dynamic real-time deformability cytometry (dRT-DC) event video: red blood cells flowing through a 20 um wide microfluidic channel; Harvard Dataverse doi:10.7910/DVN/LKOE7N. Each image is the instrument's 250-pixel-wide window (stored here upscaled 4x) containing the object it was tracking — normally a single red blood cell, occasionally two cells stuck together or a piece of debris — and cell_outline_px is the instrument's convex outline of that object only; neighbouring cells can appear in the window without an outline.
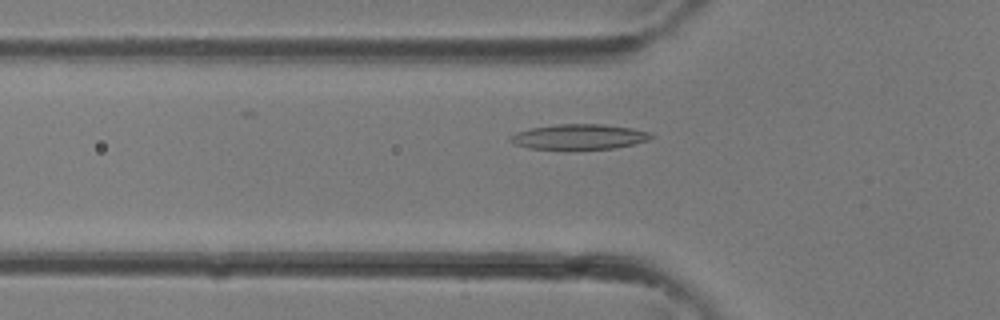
{"species": "common noctule bat (a hibernating species)", "species_latin": "Nyctalus noctula", "temperature_condition": "room temperature", "stored_images_in_passage": 34, "camera_frame_rate_fps": 3000, "um_per_image_px": 0.085, "animal": {"sex": "female"}, "frame": {"image": 1, "passage_image": 11, "time_ms": 3.333, "image_size_px": [1000, 320], "cell_outline_px": [[656, 136], [648, 140], [616, 148], [564, 152], [528, 148], [516, 144], [508, 140], [508, 136], [516, 132], [532, 128], [556, 124], [604, 124], [632, 128], [648, 132]], "centroid_in_image_um": [49.18, 11.67], "position_along_channel_um": 76.6, "area_um2": 21.62}}
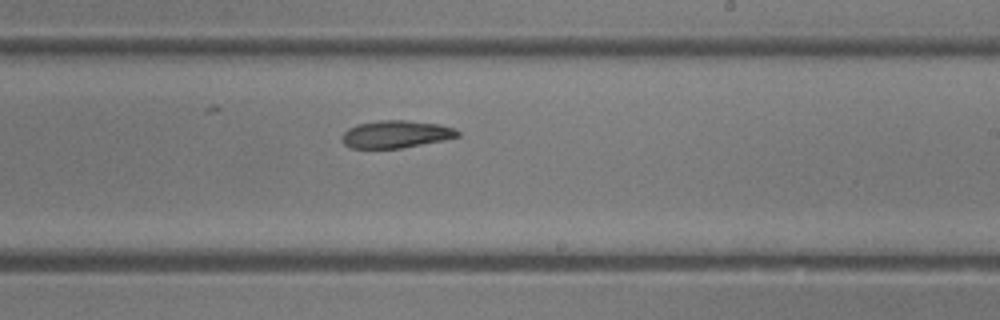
{"frame": {"image": 2, "passage_image": 20, "time_ms": 6.333, "image_size_px": [1000, 320], "cell_outline_px": [[460, 136], [444, 140], [400, 148], [352, 148], [344, 144], [344, 132], [348, 128], [356, 124], [376, 120], [408, 120], [440, 124], [452, 128], [460, 132]], "centroid_in_image_um": [33.67, 11.39], "position_along_channel_um": 255.3, "area_um2": 18.44}}
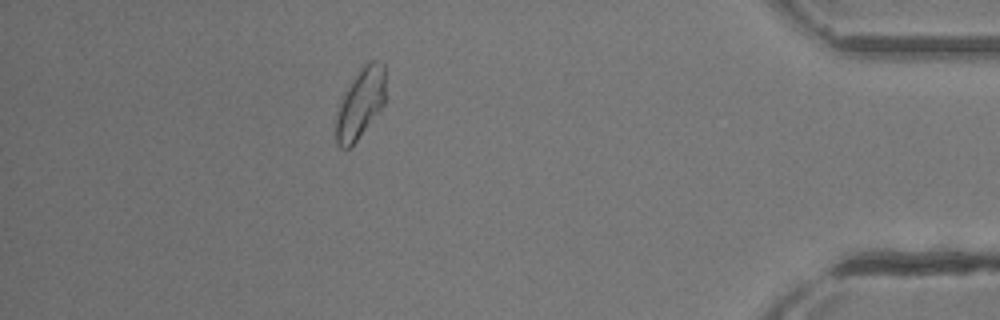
{"frame": {"image": 3, "passage_image": 30, "time_ms": 9.667, "image_size_px": [1000, 320], "cell_outline_px": [[384, 104], [356, 140], [348, 148], [340, 148], [336, 144], [336, 116], [340, 100], [352, 80], [360, 68], [368, 60], [380, 60], [384, 64]], "centroid_in_image_um": [30.62, 8.75], "position_along_channel_um": 404.6, "area_um2": 19.88}}